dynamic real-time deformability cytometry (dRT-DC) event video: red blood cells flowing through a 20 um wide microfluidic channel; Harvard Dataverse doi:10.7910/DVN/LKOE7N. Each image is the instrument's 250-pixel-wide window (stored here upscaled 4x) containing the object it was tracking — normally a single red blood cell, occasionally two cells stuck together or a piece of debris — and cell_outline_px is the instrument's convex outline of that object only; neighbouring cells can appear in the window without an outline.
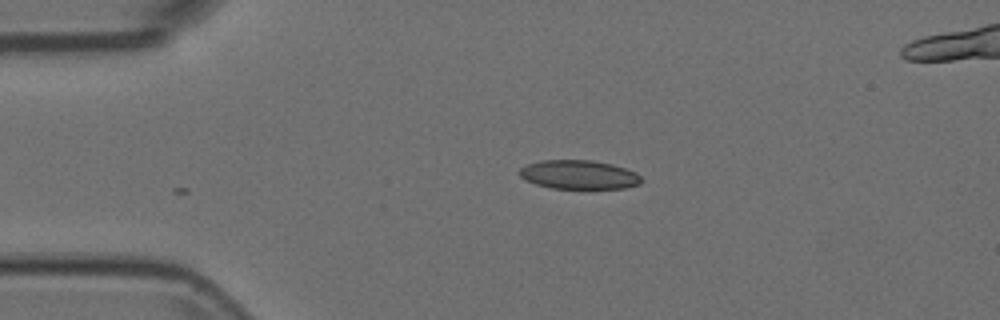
{"species": "Egyptian fruit bat (a non-hibernating species)", "species_latin": "Rousettus aegyptiacus", "temperature_condition": "room temperature", "stored_images_in_passage": 4, "camera_frame_rate_fps": 3000, "um_per_image_px": 0.085, "animal": {"sex": "female"}, "frame": {"image": 1, "passage_image": 1, "time_ms": 0.0, "image_size_px": [1000, 320], "cell_outline_px": [[644, 180], [640, 184], [624, 188], [588, 192], [552, 188], [536, 184], [524, 180], [520, 176], [520, 168], [528, 164], [540, 160], [592, 160], [612, 164], [636, 172]], "centroid_in_image_um": [49.25, 14.9], "position_along_channel_um": 35.7, "area_um2": 21.56}}